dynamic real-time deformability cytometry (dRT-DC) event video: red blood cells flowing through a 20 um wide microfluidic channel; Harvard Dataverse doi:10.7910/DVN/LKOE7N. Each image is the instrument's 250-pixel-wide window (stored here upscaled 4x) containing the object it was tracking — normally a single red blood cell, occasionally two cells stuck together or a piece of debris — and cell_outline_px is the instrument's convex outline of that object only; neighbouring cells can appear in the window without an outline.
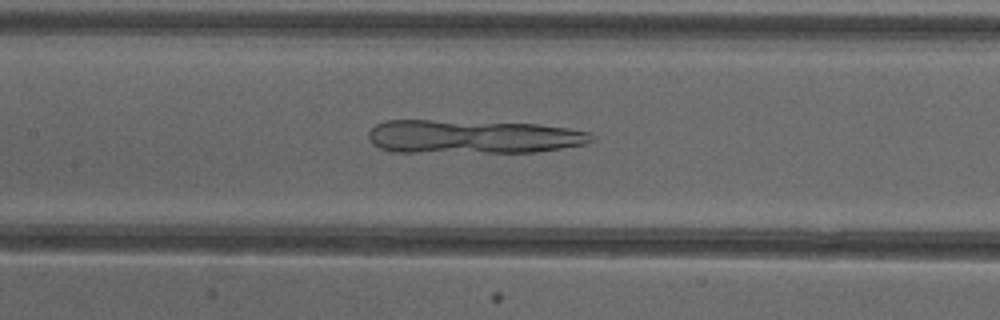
{"species": "common noctule bat (a hibernating species)", "species_latin": "Nyctalus noctula", "temperature_condition": "cold", "stored_images_in_passage": 47, "camera_frame_rate_fps": 3000, "um_per_image_px": 0.085, "animal": {"sex": "female"}, "frame": {"image": 1, "passage_image": 20, "time_ms": 6.333, "image_size_px": [1000, 320], "cell_outline_px": [[596, 140], [588, 144], [536, 152], [392, 152], [380, 148], [372, 144], [368, 140], [368, 132], [376, 124], [388, 120], [432, 120], [536, 124], [568, 128], [592, 132], [596, 136]], "centroid_in_image_um": [40.22, 11.63], "position_along_channel_um": 167.2, "area_um2": 44.16}}
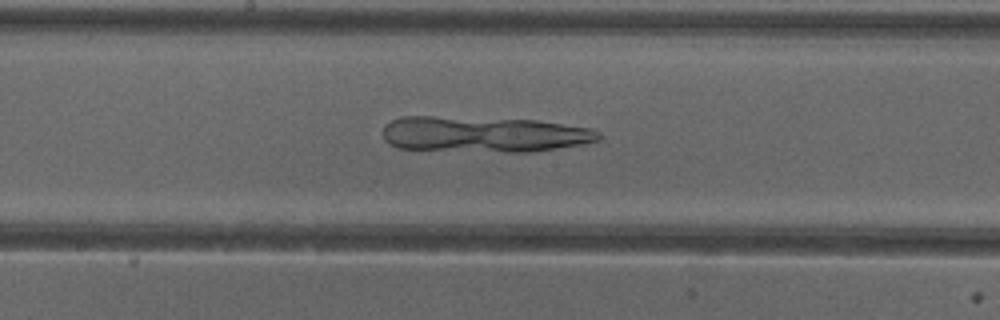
{"frame": {"image": 2, "passage_image": 23, "time_ms": 7.333, "image_size_px": [1000, 320], "cell_outline_px": [[604, 136], [600, 140], [584, 144], [532, 152], [508, 152], [396, 148], [388, 144], [384, 140], [384, 124], [392, 120], [404, 116], [432, 116], [536, 120], [592, 128], [600, 132]], "centroid_in_image_um": [41.17, 11.41], "position_along_channel_um": 207.0, "area_um2": 45.32}}
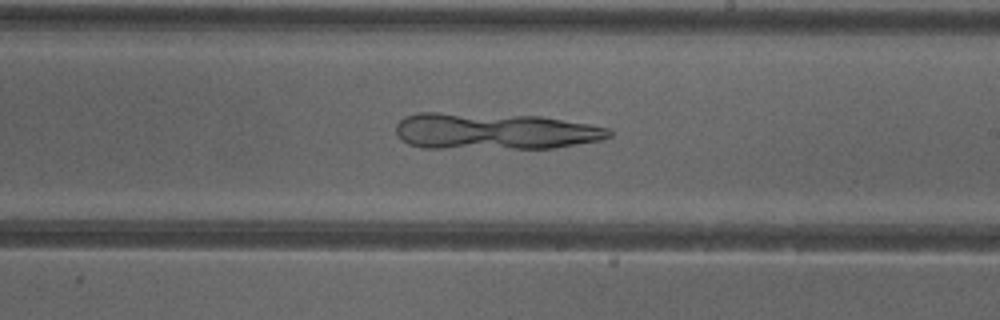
{"frame": {"image": 3, "passage_image": 26, "time_ms": 8.333, "image_size_px": [1000, 320], "cell_outline_px": [[612, 136], [600, 140], [552, 148], [424, 148], [408, 144], [396, 132], [396, 124], [404, 116], [420, 112], [436, 112], [540, 116], [588, 124], [608, 128], [612, 132]], "centroid_in_image_um": [42.01, 11.15], "position_along_channel_um": 247.0, "area_um2": 45.32}}